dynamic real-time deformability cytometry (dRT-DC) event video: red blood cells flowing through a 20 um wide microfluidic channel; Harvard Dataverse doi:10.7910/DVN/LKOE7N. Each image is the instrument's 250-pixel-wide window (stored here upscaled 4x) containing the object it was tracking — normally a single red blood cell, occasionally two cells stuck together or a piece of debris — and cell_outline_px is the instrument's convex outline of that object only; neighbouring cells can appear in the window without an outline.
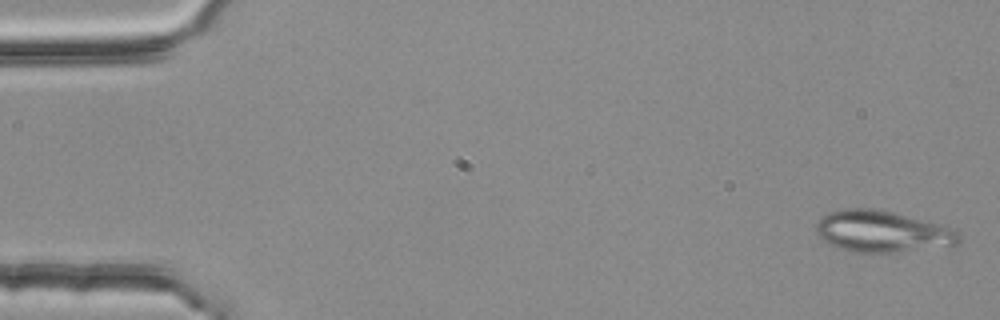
{"species": "common noctule bat (a hibernating species)", "species_latin": "Nyctalus noctula", "temperature_condition": "room temperature", "stored_images_in_passage": 5, "camera_frame_rate_fps": 3000, "um_per_image_px": 0.085, "animal": {"sex": "female", "body_mass_g": 25.1}, "frame": {"image": 1, "passage_image": 5, "time_ms": 1.333, "image_size_px": [1000, 320], "cell_outline_px": [[960, 240], [956, 244], [896, 252], [856, 252], [836, 248], [828, 244], [816, 232], [816, 224], [820, 216], [828, 212], [844, 208], [876, 208], [940, 224], [956, 232], [960, 236]], "centroid_in_image_um": [74.89, 19.66], "position_along_channel_um": 10.1, "area_um2": 34.22}}